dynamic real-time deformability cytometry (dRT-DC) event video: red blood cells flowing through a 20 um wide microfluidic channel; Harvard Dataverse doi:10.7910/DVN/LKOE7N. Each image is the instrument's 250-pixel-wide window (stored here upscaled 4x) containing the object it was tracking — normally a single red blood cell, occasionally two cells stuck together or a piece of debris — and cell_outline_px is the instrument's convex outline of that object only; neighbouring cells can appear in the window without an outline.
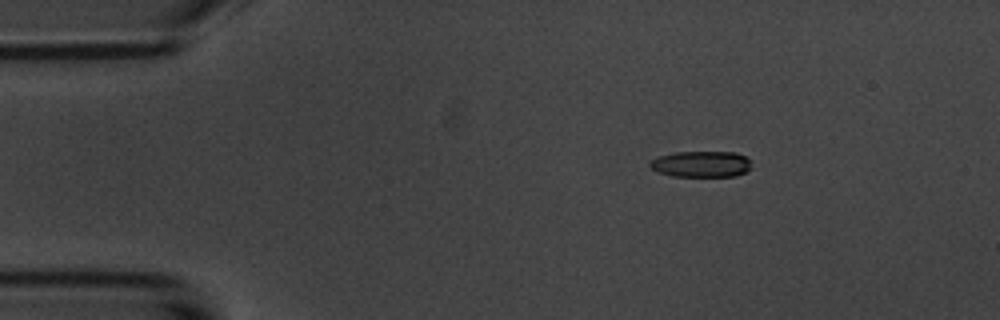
{"species": "common noctule bat (a hibernating species)", "species_latin": "Nyctalus noctula", "temperature_condition": "room temperature", "stored_images_in_passage": 4, "camera_frame_rate_fps": 3000, "um_per_image_px": 0.085, "animal": {"sex": "male", "body_mass_g": 20.1, "forearm_length_mm": 53.5}, "frame": {"image": 1, "passage_image": 3, "time_ms": 2.333, "image_size_px": [1000, 320], "cell_outline_px": [[752, 160], [748, 168], [744, 172], [736, 176], [672, 176], [656, 172], [648, 164], [652, 160], [660, 156], [676, 152], [736, 152], [748, 156]], "centroid_in_image_um": [59.63, 13.94], "position_along_channel_um": 25.4, "area_um2": 15.49}}